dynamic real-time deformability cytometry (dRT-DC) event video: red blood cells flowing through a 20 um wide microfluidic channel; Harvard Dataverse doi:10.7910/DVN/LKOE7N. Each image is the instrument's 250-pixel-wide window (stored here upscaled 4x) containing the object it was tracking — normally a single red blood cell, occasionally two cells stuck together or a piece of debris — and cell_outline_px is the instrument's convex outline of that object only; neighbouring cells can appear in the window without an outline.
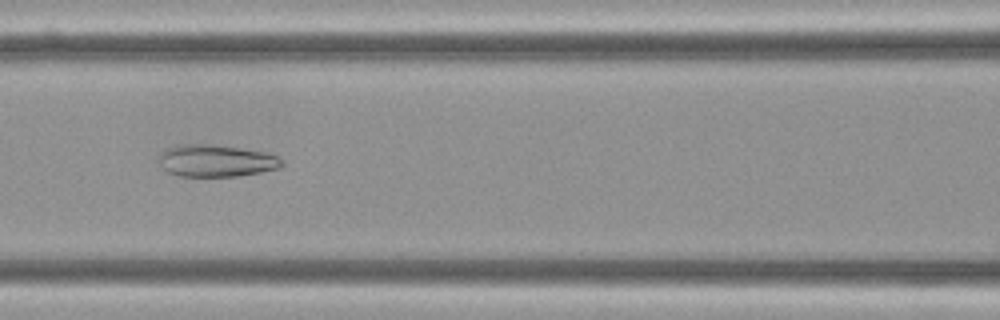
{"species": "Egyptian fruit bat (a non-hibernating species)", "species_latin": "Rousettus aegyptiacus", "temperature_condition": "cold", "stored_images_in_passage": 45, "camera_frame_rate_fps": 3000, "um_per_image_px": 0.085, "frame": {"image": 1, "passage_image": 13, "time_ms": 4.0, "image_size_px": [1000, 320], "cell_outline_px": [[284, 164], [280, 168], [260, 172], [236, 176], [180, 176], [168, 172], [164, 168], [160, 160], [160, 152], [168, 148], [180, 144], [212, 144], [240, 148], [260, 152], [276, 156], [284, 160]], "centroid_in_image_um": [18.38, 13.66], "position_along_channel_um": 148.2, "area_um2": 22.72}}
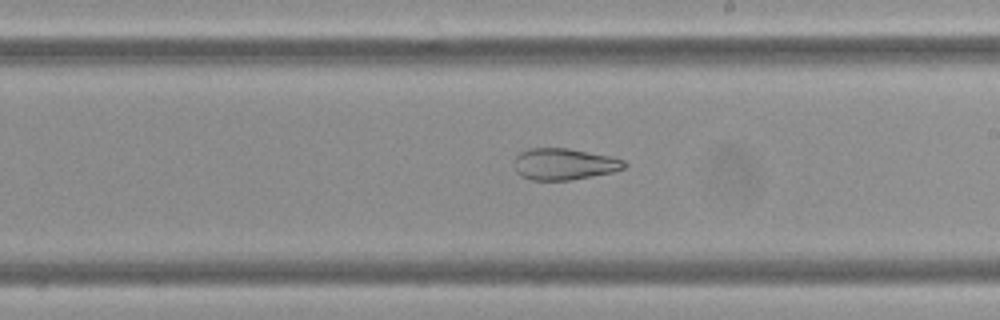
{"frame": {"image": 2, "passage_image": 21, "time_ms": 6.667, "image_size_px": [1000, 320], "cell_outline_px": [[628, 164], [624, 168], [612, 172], [592, 176], [568, 180], [532, 180], [520, 176], [516, 172], [516, 156], [520, 152], [528, 148], [568, 148], [612, 156], [624, 160]], "centroid_in_image_um": [47.97, 13.94], "position_along_channel_um": 241.0, "area_um2": 20.23}}
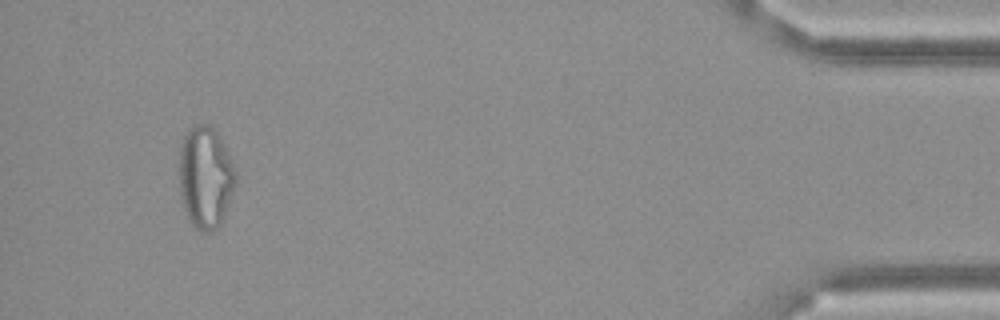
{"frame": {"image": 3, "passage_image": 42, "time_ms": 13.667, "image_size_px": [1000, 320], "cell_outline_px": [[236, 180], [224, 216], [220, 224], [216, 228], [208, 232], [200, 232], [188, 220], [184, 208], [180, 192], [180, 148], [184, 136], [188, 128], [192, 124], [208, 124], [220, 136], [228, 152], [236, 172]], "centroid_in_image_um": [17.46, 15.05], "position_along_channel_um": 417.7, "area_um2": 33.47}, "authors_computed_cell_mechanics": {"area_um2": 27.2816, "velocity_mm_per_s": 3.4942, "shape_relaxation_time_tau1_ms": null, "shape_relaxation_time_tau2_ms": 2.0783, "deformation_change_tau1": null, "deformation_change_tau2": 0.0907}}